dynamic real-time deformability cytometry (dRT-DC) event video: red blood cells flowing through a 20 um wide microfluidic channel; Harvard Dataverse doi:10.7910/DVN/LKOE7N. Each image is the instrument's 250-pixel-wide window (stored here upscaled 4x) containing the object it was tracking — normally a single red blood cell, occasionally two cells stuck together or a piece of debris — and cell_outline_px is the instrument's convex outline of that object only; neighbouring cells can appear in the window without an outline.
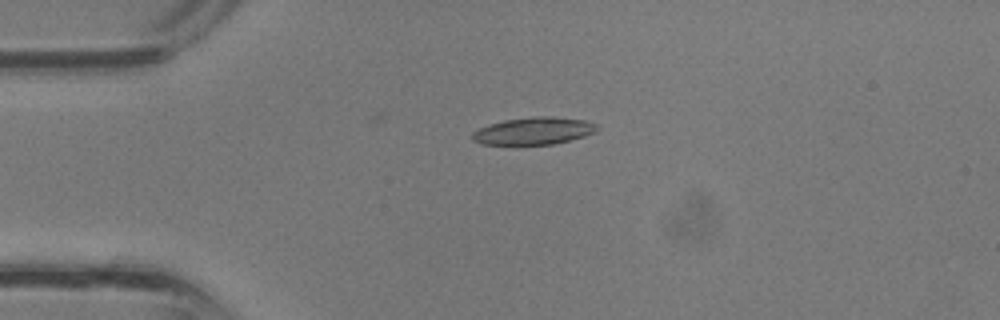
{"species": "common noctule bat (a hibernating species)", "species_latin": "Nyctalus noctula", "temperature_condition": "room temperature", "stored_images_in_passage": 36, "camera_frame_rate_fps": 3000, "um_per_image_px": 0.085, "animal": {"sex": "male", "body_mass_g": 13.3}, "frame": {"image": 1, "passage_image": 8, "time_ms": 2.333, "image_size_px": [1000, 320], "cell_outline_px": [[600, 128], [596, 132], [584, 136], [552, 144], [484, 144], [472, 140], [472, 132], [480, 128], [504, 120], [532, 116], [552, 116], [584, 120], [596, 124]], "centroid_in_image_um": [45.39, 11.11], "position_along_channel_um": 39.6, "area_um2": 19.65}}
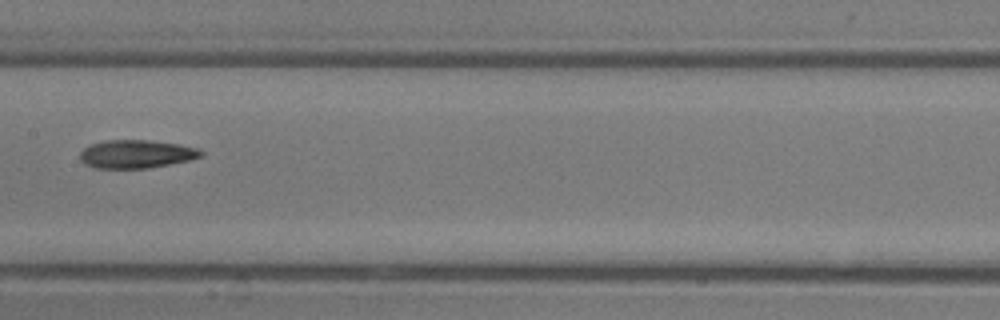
{"frame": {"image": 2, "passage_image": 18, "time_ms": 5.667, "image_size_px": [1000, 320], "cell_outline_px": [[204, 152], [200, 156], [188, 160], [148, 168], [96, 168], [84, 164], [80, 160], [80, 152], [84, 148], [92, 144], [108, 140], [148, 140], [180, 144], [196, 148]], "centroid_in_image_um": [11.55, 13.09], "position_along_channel_um": 195.8, "area_um2": 19.71}}
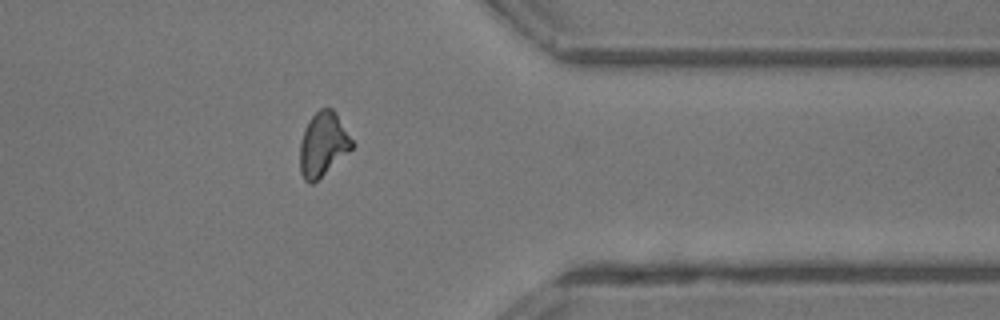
{"frame": {"image": 3, "passage_image": 29, "time_ms": 9.333, "image_size_px": [1000, 320], "cell_outline_px": [[352, 148], [312, 184], [308, 184], [304, 180], [300, 172], [300, 144], [304, 128], [308, 120], [320, 108], [332, 108], [336, 112], [352, 140]], "centroid_in_image_um": [27.42, 12.25], "position_along_channel_um": 384.0, "area_um2": 19.13}}